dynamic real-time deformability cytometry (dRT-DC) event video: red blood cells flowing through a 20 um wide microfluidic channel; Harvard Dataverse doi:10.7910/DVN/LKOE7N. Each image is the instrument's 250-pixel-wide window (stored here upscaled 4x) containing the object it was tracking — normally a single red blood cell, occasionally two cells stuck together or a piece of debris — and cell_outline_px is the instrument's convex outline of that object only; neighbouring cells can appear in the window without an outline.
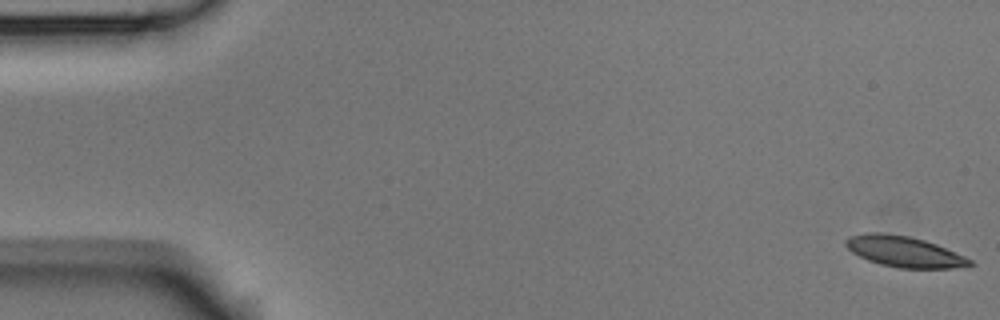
{"species": "Egyptian fruit bat (a non-hibernating species)", "species_latin": "Rousettus aegyptiacus", "temperature_condition": "room temperature", "stored_images_in_passage": 4, "camera_frame_rate_fps": 3000, "um_per_image_px": 0.085, "animal": {"sex": "male"}, "frame": {"image": 1, "passage_image": 1, "time_ms": 0.0, "image_size_px": [1000, 320], "cell_outline_px": [[976, 264], [968, 268], [900, 268], [880, 264], [868, 260], [852, 252], [844, 244], [844, 240], [848, 236], [864, 232], [880, 232], [908, 236], [924, 240], [936, 244], [964, 256], [972, 260]], "centroid_in_image_um": [76.87, 21.39], "position_along_channel_um": 8.1, "area_um2": 22.48}}
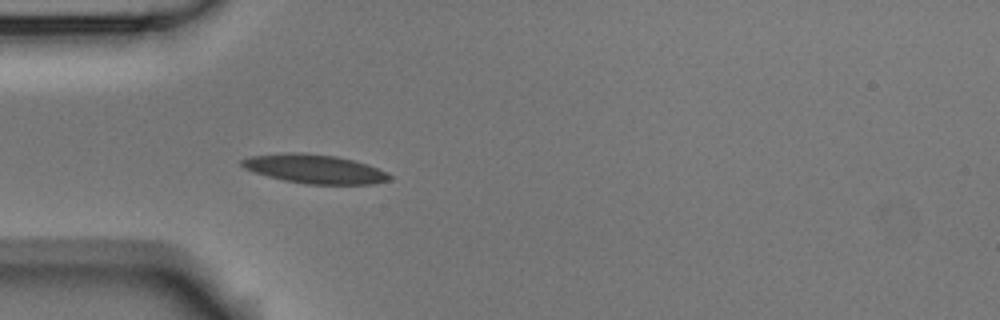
{"frame": {"image": 2, "passage_image": 4, "time_ms": 1.0, "image_size_px": [1000, 320], "cell_outline_px": [[392, 180], [376, 184], [308, 184], [284, 180], [268, 176], [244, 168], [240, 164], [240, 160], [252, 156], [292, 152], [300, 152], [336, 156], [368, 164], [388, 172], [392, 176]], "centroid_in_image_um": [26.81, 14.36], "position_along_channel_um": 58.2, "area_um2": 24.85}}